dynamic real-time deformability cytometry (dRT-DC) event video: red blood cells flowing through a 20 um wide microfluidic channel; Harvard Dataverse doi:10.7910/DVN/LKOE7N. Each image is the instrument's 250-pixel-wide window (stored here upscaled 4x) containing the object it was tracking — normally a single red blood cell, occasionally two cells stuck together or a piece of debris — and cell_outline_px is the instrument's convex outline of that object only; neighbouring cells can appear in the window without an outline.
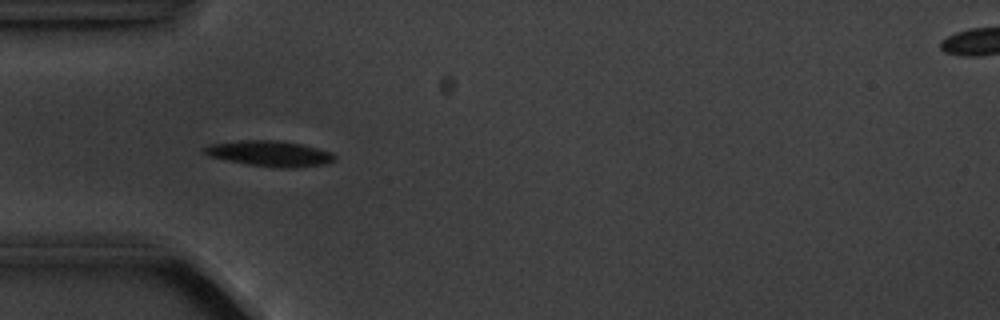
{"species": "common noctule bat (a hibernating species)", "species_latin": "Nyctalus noctula", "temperature_condition": "cold", "stored_images_in_passage": 6, "camera_frame_rate_fps": 3000, "um_per_image_px": 0.085, "animal": {"sex": "male", "body_mass_g": 20.1, "forearm_length_mm": 53.5}, "frame": {"image": 1, "passage_image": 5, "time_ms": 4.667, "image_size_px": [1000, 320], "cell_outline_px": [[336, 160], [328, 164], [296, 168], [272, 168], [248, 164], [208, 156], [200, 148], [208, 144], [240, 140], [276, 140], [300, 144], [332, 152], [336, 156]], "centroid_in_image_um": [22.93, 13.06], "position_along_channel_um": 62.1, "area_um2": 19.71}}